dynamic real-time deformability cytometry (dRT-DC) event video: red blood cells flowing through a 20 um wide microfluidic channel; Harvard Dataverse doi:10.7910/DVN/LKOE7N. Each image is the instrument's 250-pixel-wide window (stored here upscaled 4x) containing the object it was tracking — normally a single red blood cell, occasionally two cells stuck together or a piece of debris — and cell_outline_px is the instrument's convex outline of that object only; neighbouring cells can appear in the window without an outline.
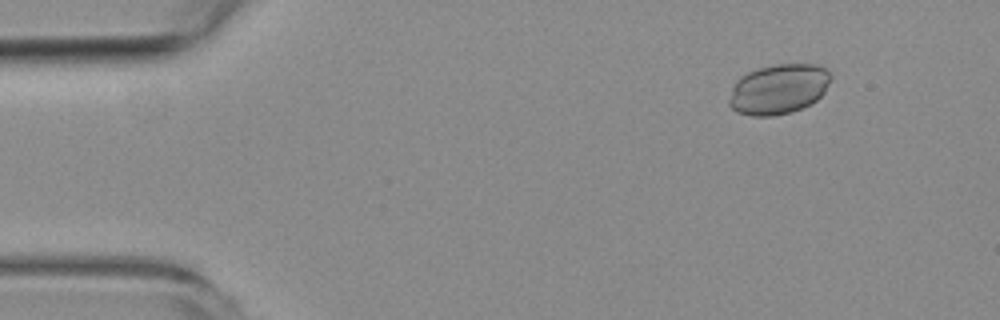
{"species": "common noctule bat (a hibernating species)", "species_latin": "Nyctalus noctula", "temperature_condition": "room temperature", "stored_images_in_passage": 5, "camera_frame_rate_fps": 3000, "um_per_image_px": 0.085, "animal": {"sex": "female", "body_mass_g": 19.3, "forearm_length_mm": 54.1}, "frame": {"image": 1, "passage_image": 1, "time_ms": 0.0, "image_size_px": [1000, 320], "cell_outline_px": [[832, 76], [824, 92], [816, 100], [800, 108], [788, 112], [772, 116], [752, 116], [736, 112], [728, 104], [728, 100], [732, 88], [736, 80], [740, 76], [748, 72], [760, 68], [776, 64], [816, 64], [828, 68]], "centroid_in_image_um": [66.17, 7.56], "position_along_channel_um": 18.8, "area_um2": 29.65}}
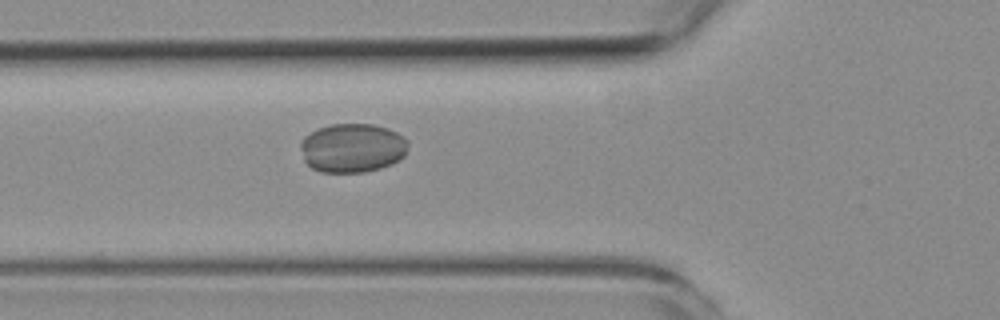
{"frame": {"image": 2, "passage_image": 5, "time_ms": 4.333, "image_size_px": [1000, 320], "cell_outline_px": [[408, 144], [404, 156], [400, 160], [392, 164], [380, 168], [364, 172], [320, 172], [312, 168], [304, 160], [300, 148], [300, 144], [304, 136], [320, 128], [332, 124], [372, 124], [388, 128], [404, 136], [408, 140]], "centroid_in_image_um": [29.97, 12.58], "position_along_channel_um": 95.8, "area_um2": 30.87}}